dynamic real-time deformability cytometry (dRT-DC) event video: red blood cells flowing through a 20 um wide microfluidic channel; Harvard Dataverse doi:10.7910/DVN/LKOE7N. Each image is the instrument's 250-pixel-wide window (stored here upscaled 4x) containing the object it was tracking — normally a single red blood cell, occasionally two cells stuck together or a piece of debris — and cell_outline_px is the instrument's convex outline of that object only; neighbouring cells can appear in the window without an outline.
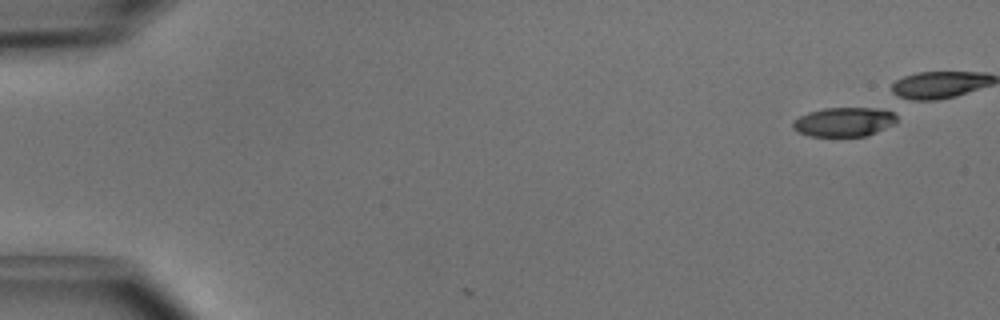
{"species": "common noctule bat (a hibernating species)", "species_latin": "Nyctalus noctula", "temperature_condition": "cold", "stored_images_in_passage": 2, "camera_frame_rate_fps": 3000, "um_per_image_px": 0.085, "animal": {"sex": "male", "body_mass_g": 15.6}, "frame": {"image": 1, "passage_image": 1, "time_ms": 0.0, "image_size_px": [1000, 320], "cell_outline_px": [[896, 124], [876, 132], [864, 136], [808, 136], [792, 128], [792, 120], [808, 112], [824, 108], [892, 108], [896, 116]], "centroid_in_image_um": [71.78, 10.34], "position_along_channel_um": 13.2, "area_um2": 17.98}}